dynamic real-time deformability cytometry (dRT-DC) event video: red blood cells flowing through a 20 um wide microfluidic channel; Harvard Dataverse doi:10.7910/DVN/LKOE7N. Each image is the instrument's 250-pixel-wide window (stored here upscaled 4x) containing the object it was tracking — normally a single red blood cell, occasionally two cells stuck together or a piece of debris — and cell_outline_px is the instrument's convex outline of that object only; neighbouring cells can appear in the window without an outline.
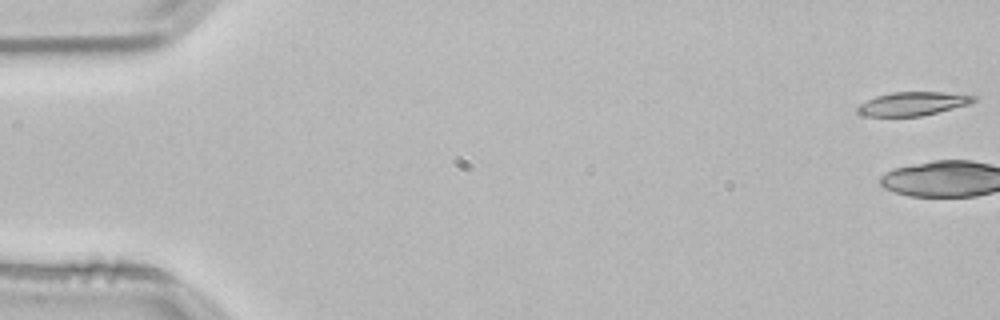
{"species": "common noctule bat (a hibernating species)", "species_latin": "Nyctalus noctula", "temperature_condition": "room temperature", "stored_images_in_passage": 4, "camera_frame_rate_fps": 3000, "um_per_image_px": 0.085, "animal": {"sex": "male", "body_mass_g": 21.5, "forearm_length_mm": 52.0}, "frame": {"image": 1, "passage_image": 1, "time_ms": 0.0, "image_size_px": [1000, 320], "cell_outline_px": [[976, 100], [968, 104], [920, 116], [864, 116], [856, 112], [856, 108], [860, 104], [876, 96], [892, 92], [944, 92], [976, 96]], "centroid_in_image_um": [77.54, 8.81], "position_along_channel_um": 7.5, "area_um2": 15.78}}